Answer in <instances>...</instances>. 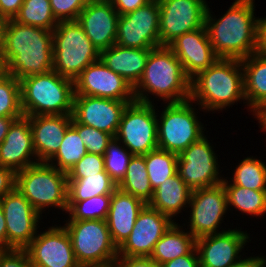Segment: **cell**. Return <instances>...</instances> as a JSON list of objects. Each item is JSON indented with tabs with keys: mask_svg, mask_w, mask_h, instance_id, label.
<instances>
[{
	"mask_svg": "<svg viewBox=\"0 0 266 267\" xmlns=\"http://www.w3.org/2000/svg\"><path fill=\"white\" fill-rule=\"evenodd\" d=\"M0 61L3 71L18 80L53 70V32L4 20Z\"/></svg>",
	"mask_w": 266,
	"mask_h": 267,
	"instance_id": "cell-1",
	"label": "cell"
},
{
	"mask_svg": "<svg viewBox=\"0 0 266 267\" xmlns=\"http://www.w3.org/2000/svg\"><path fill=\"white\" fill-rule=\"evenodd\" d=\"M231 4L219 17L208 4L205 27L218 58L243 60L257 52L260 16L256 17L255 0H234Z\"/></svg>",
	"mask_w": 266,
	"mask_h": 267,
	"instance_id": "cell-2",
	"label": "cell"
},
{
	"mask_svg": "<svg viewBox=\"0 0 266 267\" xmlns=\"http://www.w3.org/2000/svg\"><path fill=\"white\" fill-rule=\"evenodd\" d=\"M190 99L199 105L206 114L223 112L234 104L243 102L244 108L257 116L247 107L244 94V72L241 60L218 58L208 69L199 72L191 79Z\"/></svg>",
	"mask_w": 266,
	"mask_h": 267,
	"instance_id": "cell-3",
	"label": "cell"
},
{
	"mask_svg": "<svg viewBox=\"0 0 266 267\" xmlns=\"http://www.w3.org/2000/svg\"><path fill=\"white\" fill-rule=\"evenodd\" d=\"M133 93L135 101L142 103L154 104L156 100L179 103L190 99L191 79L173 51L168 46H159L151 49Z\"/></svg>",
	"mask_w": 266,
	"mask_h": 267,
	"instance_id": "cell-4",
	"label": "cell"
},
{
	"mask_svg": "<svg viewBox=\"0 0 266 267\" xmlns=\"http://www.w3.org/2000/svg\"><path fill=\"white\" fill-rule=\"evenodd\" d=\"M19 81L24 116L72 115L75 95L72 79L51 70Z\"/></svg>",
	"mask_w": 266,
	"mask_h": 267,
	"instance_id": "cell-5",
	"label": "cell"
},
{
	"mask_svg": "<svg viewBox=\"0 0 266 267\" xmlns=\"http://www.w3.org/2000/svg\"><path fill=\"white\" fill-rule=\"evenodd\" d=\"M15 187L41 216L45 217L42 214L47 210L50 212L53 208L59 211L58 214L62 211L61 214L66 215L68 209L66 172L47 162H39L16 172Z\"/></svg>",
	"mask_w": 266,
	"mask_h": 267,
	"instance_id": "cell-6",
	"label": "cell"
},
{
	"mask_svg": "<svg viewBox=\"0 0 266 267\" xmlns=\"http://www.w3.org/2000/svg\"><path fill=\"white\" fill-rule=\"evenodd\" d=\"M161 105H164L162 111L156 104L159 149L180 155L207 133V124L199 116L204 110L191 99Z\"/></svg>",
	"mask_w": 266,
	"mask_h": 267,
	"instance_id": "cell-7",
	"label": "cell"
},
{
	"mask_svg": "<svg viewBox=\"0 0 266 267\" xmlns=\"http://www.w3.org/2000/svg\"><path fill=\"white\" fill-rule=\"evenodd\" d=\"M53 70L60 76L75 79L100 52L77 21H59L53 29Z\"/></svg>",
	"mask_w": 266,
	"mask_h": 267,
	"instance_id": "cell-8",
	"label": "cell"
},
{
	"mask_svg": "<svg viewBox=\"0 0 266 267\" xmlns=\"http://www.w3.org/2000/svg\"><path fill=\"white\" fill-rule=\"evenodd\" d=\"M63 223L81 267H114L118 248L112 241L106 220L64 219Z\"/></svg>",
	"mask_w": 266,
	"mask_h": 267,
	"instance_id": "cell-9",
	"label": "cell"
},
{
	"mask_svg": "<svg viewBox=\"0 0 266 267\" xmlns=\"http://www.w3.org/2000/svg\"><path fill=\"white\" fill-rule=\"evenodd\" d=\"M190 208V209H189ZM188 218L180 224L195 238L229 230L222 223L228 212L227 195L224 185L196 189L191 192ZM190 216V217H189ZM225 217V218H224ZM188 220V222H187ZM187 227V228H186Z\"/></svg>",
	"mask_w": 266,
	"mask_h": 267,
	"instance_id": "cell-10",
	"label": "cell"
},
{
	"mask_svg": "<svg viewBox=\"0 0 266 267\" xmlns=\"http://www.w3.org/2000/svg\"><path fill=\"white\" fill-rule=\"evenodd\" d=\"M208 132L178 155L177 173L192 191L219 185L225 177Z\"/></svg>",
	"mask_w": 266,
	"mask_h": 267,
	"instance_id": "cell-11",
	"label": "cell"
},
{
	"mask_svg": "<svg viewBox=\"0 0 266 267\" xmlns=\"http://www.w3.org/2000/svg\"><path fill=\"white\" fill-rule=\"evenodd\" d=\"M115 138L133 155L158 148L156 103L134 101L125 108Z\"/></svg>",
	"mask_w": 266,
	"mask_h": 267,
	"instance_id": "cell-12",
	"label": "cell"
},
{
	"mask_svg": "<svg viewBox=\"0 0 266 267\" xmlns=\"http://www.w3.org/2000/svg\"><path fill=\"white\" fill-rule=\"evenodd\" d=\"M0 206L6 221L7 250L25 249L45 223L41 221L44 218L16 187L0 199Z\"/></svg>",
	"mask_w": 266,
	"mask_h": 267,
	"instance_id": "cell-13",
	"label": "cell"
},
{
	"mask_svg": "<svg viewBox=\"0 0 266 267\" xmlns=\"http://www.w3.org/2000/svg\"><path fill=\"white\" fill-rule=\"evenodd\" d=\"M160 46H168L184 33L205 25L207 0H158Z\"/></svg>",
	"mask_w": 266,
	"mask_h": 267,
	"instance_id": "cell-14",
	"label": "cell"
},
{
	"mask_svg": "<svg viewBox=\"0 0 266 267\" xmlns=\"http://www.w3.org/2000/svg\"><path fill=\"white\" fill-rule=\"evenodd\" d=\"M43 228L25 248L32 267H81L65 227L52 223Z\"/></svg>",
	"mask_w": 266,
	"mask_h": 267,
	"instance_id": "cell-15",
	"label": "cell"
},
{
	"mask_svg": "<svg viewBox=\"0 0 266 267\" xmlns=\"http://www.w3.org/2000/svg\"><path fill=\"white\" fill-rule=\"evenodd\" d=\"M159 21L158 0H151L135 11L119 16L115 44L138 49L159 47Z\"/></svg>",
	"mask_w": 266,
	"mask_h": 267,
	"instance_id": "cell-16",
	"label": "cell"
},
{
	"mask_svg": "<svg viewBox=\"0 0 266 267\" xmlns=\"http://www.w3.org/2000/svg\"><path fill=\"white\" fill-rule=\"evenodd\" d=\"M250 233L242 227L221 233L202 236L196 239L200 267H229L239 261L245 253V247L251 243ZM244 251V252H243ZM243 252V253H241ZM245 253V254H244Z\"/></svg>",
	"mask_w": 266,
	"mask_h": 267,
	"instance_id": "cell-17",
	"label": "cell"
},
{
	"mask_svg": "<svg viewBox=\"0 0 266 267\" xmlns=\"http://www.w3.org/2000/svg\"><path fill=\"white\" fill-rule=\"evenodd\" d=\"M75 95L134 102L133 87L100 59L88 65L74 81Z\"/></svg>",
	"mask_w": 266,
	"mask_h": 267,
	"instance_id": "cell-18",
	"label": "cell"
},
{
	"mask_svg": "<svg viewBox=\"0 0 266 267\" xmlns=\"http://www.w3.org/2000/svg\"><path fill=\"white\" fill-rule=\"evenodd\" d=\"M174 222L146 204L139 212L129 237L118 248V256L150 257L155 244Z\"/></svg>",
	"mask_w": 266,
	"mask_h": 267,
	"instance_id": "cell-19",
	"label": "cell"
},
{
	"mask_svg": "<svg viewBox=\"0 0 266 267\" xmlns=\"http://www.w3.org/2000/svg\"><path fill=\"white\" fill-rule=\"evenodd\" d=\"M129 103L132 102L74 95L72 118L80 124L106 132L114 138L122 114Z\"/></svg>",
	"mask_w": 266,
	"mask_h": 267,
	"instance_id": "cell-20",
	"label": "cell"
},
{
	"mask_svg": "<svg viewBox=\"0 0 266 267\" xmlns=\"http://www.w3.org/2000/svg\"><path fill=\"white\" fill-rule=\"evenodd\" d=\"M168 47L182 63L184 72L190 79L208 69L218 59L205 25L177 37Z\"/></svg>",
	"mask_w": 266,
	"mask_h": 267,
	"instance_id": "cell-21",
	"label": "cell"
},
{
	"mask_svg": "<svg viewBox=\"0 0 266 267\" xmlns=\"http://www.w3.org/2000/svg\"><path fill=\"white\" fill-rule=\"evenodd\" d=\"M37 163L30 121L23 116L12 123L5 139L0 143V166L16 173Z\"/></svg>",
	"mask_w": 266,
	"mask_h": 267,
	"instance_id": "cell-22",
	"label": "cell"
},
{
	"mask_svg": "<svg viewBox=\"0 0 266 267\" xmlns=\"http://www.w3.org/2000/svg\"><path fill=\"white\" fill-rule=\"evenodd\" d=\"M118 12L112 3L89 2L77 22L99 52L116 43Z\"/></svg>",
	"mask_w": 266,
	"mask_h": 267,
	"instance_id": "cell-23",
	"label": "cell"
},
{
	"mask_svg": "<svg viewBox=\"0 0 266 267\" xmlns=\"http://www.w3.org/2000/svg\"><path fill=\"white\" fill-rule=\"evenodd\" d=\"M30 121L38 162H48L59 150L72 115L26 116Z\"/></svg>",
	"mask_w": 266,
	"mask_h": 267,
	"instance_id": "cell-24",
	"label": "cell"
},
{
	"mask_svg": "<svg viewBox=\"0 0 266 267\" xmlns=\"http://www.w3.org/2000/svg\"><path fill=\"white\" fill-rule=\"evenodd\" d=\"M146 204L117 188L111 196L106 219L113 243L119 248L129 237L139 212Z\"/></svg>",
	"mask_w": 266,
	"mask_h": 267,
	"instance_id": "cell-25",
	"label": "cell"
},
{
	"mask_svg": "<svg viewBox=\"0 0 266 267\" xmlns=\"http://www.w3.org/2000/svg\"><path fill=\"white\" fill-rule=\"evenodd\" d=\"M150 51L114 44L100 52V60L134 87L143 75Z\"/></svg>",
	"mask_w": 266,
	"mask_h": 267,
	"instance_id": "cell-26",
	"label": "cell"
},
{
	"mask_svg": "<svg viewBox=\"0 0 266 267\" xmlns=\"http://www.w3.org/2000/svg\"><path fill=\"white\" fill-rule=\"evenodd\" d=\"M191 192L192 190L176 173L154 190L153 197L148 205L168 216L173 222L180 221L177 218L181 215V218H184L182 211L187 213Z\"/></svg>",
	"mask_w": 266,
	"mask_h": 267,
	"instance_id": "cell-27",
	"label": "cell"
},
{
	"mask_svg": "<svg viewBox=\"0 0 266 267\" xmlns=\"http://www.w3.org/2000/svg\"><path fill=\"white\" fill-rule=\"evenodd\" d=\"M247 107L259 116L266 109V56L257 52L241 60Z\"/></svg>",
	"mask_w": 266,
	"mask_h": 267,
	"instance_id": "cell-28",
	"label": "cell"
},
{
	"mask_svg": "<svg viewBox=\"0 0 266 267\" xmlns=\"http://www.w3.org/2000/svg\"><path fill=\"white\" fill-rule=\"evenodd\" d=\"M196 247V239L181 224L174 222L155 244L150 258L159 264L189 254Z\"/></svg>",
	"mask_w": 266,
	"mask_h": 267,
	"instance_id": "cell-29",
	"label": "cell"
},
{
	"mask_svg": "<svg viewBox=\"0 0 266 267\" xmlns=\"http://www.w3.org/2000/svg\"><path fill=\"white\" fill-rule=\"evenodd\" d=\"M222 184L226 190L229 213L234 215L232 212L234 208L235 212H239V216L242 213L241 215L246 214L247 217L249 215L260 219L266 215V191H256L234 185L227 177H224Z\"/></svg>",
	"mask_w": 266,
	"mask_h": 267,
	"instance_id": "cell-30",
	"label": "cell"
},
{
	"mask_svg": "<svg viewBox=\"0 0 266 267\" xmlns=\"http://www.w3.org/2000/svg\"><path fill=\"white\" fill-rule=\"evenodd\" d=\"M117 188L139 198L145 204L151 201L154 191L150 185L144 156H132L126 174Z\"/></svg>",
	"mask_w": 266,
	"mask_h": 267,
	"instance_id": "cell-31",
	"label": "cell"
},
{
	"mask_svg": "<svg viewBox=\"0 0 266 267\" xmlns=\"http://www.w3.org/2000/svg\"><path fill=\"white\" fill-rule=\"evenodd\" d=\"M117 184L107 172H100L83 179H68V201H83L103 194H112Z\"/></svg>",
	"mask_w": 266,
	"mask_h": 267,
	"instance_id": "cell-32",
	"label": "cell"
},
{
	"mask_svg": "<svg viewBox=\"0 0 266 267\" xmlns=\"http://www.w3.org/2000/svg\"><path fill=\"white\" fill-rule=\"evenodd\" d=\"M256 156H247L238 161L227 178L234 184L256 191H266V163ZM233 176V177H232ZM232 177V178H231Z\"/></svg>",
	"mask_w": 266,
	"mask_h": 267,
	"instance_id": "cell-33",
	"label": "cell"
},
{
	"mask_svg": "<svg viewBox=\"0 0 266 267\" xmlns=\"http://www.w3.org/2000/svg\"><path fill=\"white\" fill-rule=\"evenodd\" d=\"M86 154L87 149L78 131L70 125L59 150L47 163L67 173Z\"/></svg>",
	"mask_w": 266,
	"mask_h": 267,
	"instance_id": "cell-34",
	"label": "cell"
},
{
	"mask_svg": "<svg viewBox=\"0 0 266 267\" xmlns=\"http://www.w3.org/2000/svg\"><path fill=\"white\" fill-rule=\"evenodd\" d=\"M143 156L153 191L177 173V154L157 148Z\"/></svg>",
	"mask_w": 266,
	"mask_h": 267,
	"instance_id": "cell-35",
	"label": "cell"
},
{
	"mask_svg": "<svg viewBox=\"0 0 266 267\" xmlns=\"http://www.w3.org/2000/svg\"><path fill=\"white\" fill-rule=\"evenodd\" d=\"M14 20L24 25L41 27L49 31H53L58 25L50 0H24Z\"/></svg>",
	"mask_w": 266,
	"mask_h": 267,
	"instance_id": "cell-36",
	"label": "cell"
},
{
	"mask_svg": "<svg viewBox=\"0 0 266 267\" xmlns=\"http://www.w3.org/2000/svg\"><path fill=\"white\" fill-rule=\"evenodd\" d=\"M112 194H103L83 201H68L66 220H106Z\"/></svg>",
	"mask_w": 266,
	"mask_h": 267,
	"instance_id": "cell-37",
	"label": "cell"
},
{
	"mask_svg": "<svg viewBox=\"0 0 266 267\" xmlns=\"http://www.w3.org/2000/svg\"><path fill=\"white\" fill-rule=\"evenodd\" d=\"M20 81L4 71L0 73V117H23Z\"/></svg>",
	"mask_w": 266,
	"mask_h": 267,
	"instance_id": "cell-38",
	"label": "cell"
},
{
	"mask_svg": "<svg viewBox=\"0 0 266 267\" xmlns=\"http://www.w3.org/2000/svg\"><path fill=\"white\" fill-rule=\"evenodd\" d=\"M105 171L118 185L126 174V170L133 154L115 137L108 143L104 153Z\"/></svg>",
	"mask_w": 266,
	"mask_h": 267,
	"instance_id": "cell-39",
	"label": "cell"
},
{
	"mask_svg": "<svg viewBox=\"0 0 266 267\" xmlns=\"http://www.w3.org/2000/svg\"><path fill=\"white\" fill-rule=\"evenodd\" d=\"M71 125L78 131L79 136L85 144L87 153L103 156L112 136L106 132L95 129L91 126L80 124L72 118Z\"/></svg>",
	"mask_w": 266,
	"mask_h": 267,
	"instance_id": "cell-40",
	"label": "cell"
},
{
	"mask_svg": "<svg viewBox=\"0 0 266 267\" xmlns=\"http://www.w3.org/2000/svg\"><path fill=\"white\" fill-rule=\"evenodd\" d=\"M100 172H106L104 156L87 153L67 172V178L83 179Z\"/></svg>",
	"mask_w": 266,
	"mask_h": 267,
	"instance_id": "cell-41",
	"label": "cell"
},
{
	"mask_svg": "<svg viewBox=\"0 0 266 267\" xmlns=\"http://www.w3.org/2000/svg\"><path fill=\"white\" fill-rule=\"evenodd\" d=\"M89 0H50L53 15L59 21H77Z\"/></svg>",
	"mask_w": 266,
	"mask_h": 267,
	"instance_id": "cell-42",
	"label": "cell"
},
{
	"mask_svg": "<svg viewBox=\"0 0 266 267\" xmlns=\"http://www.w3.org/2000/svg\"><path fill=\"white\" fill-rule=\"evenodd\" d=\"M0 267H32L25 249L0 250Z\"/></svg>",
	"mask_w": 266,
	"mask_h": 267,
	"instance_id": "cell-43",
	"label": "cell"
},
{
	"mask_svg": "<svg viewBox=\"0 0 266 267\" xmlns=\"http://www.w3.org/2000/svg\"><path fill=\"white\" fill-rule=\"evenodd\" d=\"M114 267H163L155 263L150 257H124L118 256Z\"/></svg>",
	"mask_w": 266,
	"mask_h": 267,
	"instance_id": "cell-44",
	"label": "cell"
},
{
	"mask_svg": "<svg viewBox=\"0 0 266 267\" xmlns=\"http://www.w3.org/2000/svg\"><path fill=\"white\" fill-rule=\"evenodd\" d=\"M163 267H200L196 247L187 255L179 256L162 264Z\"/></svg>",
	"mask_w": 266,
	"mask_h": 267,
	"instance_id": "cell-45",
	"label": "cell"
},
{
	"mask_svg": "<svg viewBox=\"0 0 266 267\" xmlns=\"http://www.w3.org/2000/svg\"><path fill=\"white\" fill-rule=\"evenodd\" d=\"M16 184V173L7 167L0 166V199L10 193Z\"/></svg>",
	"mask_w": 266,
	"mask_h": 267,
	"instance_id": "cell-46",
	"label": "cell"
},
{
	"mask_svg": "<svg viewBox=\"0 0 266 267\" xmlns=\"http://www.w3.org/2000/svg\"><path fill=\"white\" fill-rule=\"evenodd\" d=\"M150 1L151 0H114L112 4L118 14L122 16L145 6Z\"/></svg>",
	"mask_w": 266,
	"mask_h": 267,
	"instance_id": "cell-47",
	"label": "cell"
},
{
	"mask_svg": "<svg viewBox=\"0 0 266 267\" xmlns=\"http://www.w3.org/2000/svg\"><path fill=\"white\" fill-rule=\"evenodd\" d=\"M24 0H0V17L3 20L14 19Z\"/></svg>",
	"mask_w": 266,
	"mask_h": 267,
	"instance_id": "cell-48",
	"label": "cell"
},
{
	"mask_svg": "<svg viewBox=\"0 0 266 267\" xmlns=\"http://www.w3.org/2000/svg\"><path fill=\"white\" fill-rule=\"evenodd\" d=\"M262 253L259 256L251 254V256H244L236 263L232 264L229 267H266V256Z\"/></svg>",
	"mask_w": 266,
	"mask_h": 267,
	"instance_id": "cell-49",
	"label": "cell"
},
{
	"mask_svg": "<svg viewBox=\"0 0 266 267\" xmlns=\"http://www.w3.org/2000/svg\"><path fill=\"white\" fill-rule=\"evenodd\" d=\"M257 53L266 56V16L260 17L258 22Z\"/></svg>",
	"mask_w": 266,
	"mask_h": 267,
	"instance_id": "cell-50",
	"label": "cell"
},
{
	"mask_svg": "<svg viewBox=\"0 0 266 267\" xmlns=\"http://www.w3.org/2000/svg\"><path fill=\"white\" fill-rule=\"evenodd\" d=\"M0 250H7L6 221L1 206H0Z\"/></svg>",
	"mask_w": 266,
	"mask_h": 267,
	"instance_id": "cell-51",
	"label": "cell"
},
{
	"mask_svg": "<svg viewBox=\"0 0 266 267\" xmlns=\"http://www.w3.org/2000/svg\"><path fill=\"white\" fill-rule=\"evenodd\" d=\"M21 117H0V143L3 142L12 123Z\"/></svg>",
	"mask_w": 266,
	"mask_h": 267,
	"instance_id": "cell-52",
	"label": "cell"
},
{
	"mask_svg": "<svg viewBox=\"0 0 266 267\" xmlns=\"http://www.w3.org/2000/svg\"><path fill=\"white\" fill-rule=\"evenodd\" d=\"M257 124L259 125L260 131L263 133L266 132V109L259 115L257 116L256 119Z\"/></svg>",
	"mask_w": 266,
	"mask_h": 267,
	"instance_id": "cell-53",
	"label": "cell"
},
{
	"mask_svg": "<svg viewBox=\"0 0 266 267\" xmlns=\"http://www.w3.org/2000/svg\"><path fill=\"white\" fill-rule=\"evenodd\" d=\"M114 0H89V2H104V3H112Z\"/></svg>",
	"mask_w": 266,
	"mask_h": 267,
	"instance_id": "cell-54",
	"label": "cell"
},
{
	"mask_svg": "<svg viewBox=\"0 0 266 267\" xmlns=\"http://www.w3.org/2000/svg\"><path fill=\"white\" fill-rule=\"evenodd\" d=\"M4 20L0 17V46H1V36H2V25Z\"/></svg>",
	"mask_w": 266,
	"mask_h": 267,
	"instance_id": "cell-55",
	"label": "cell"
},
{
	"mask_svg": "<svg viewBox=\"0 0 266 267\" xmlns=\"http://www.w3.org/2000/svg\"><path fill=\"white\" fill-rule=\"evenodd\" d=\"M3 71V67L1 65V61H0V73Z\"/></svg>",
	"mask_w": 266,
	"mask_h": 267,
	"instance_id": "cell-56",
	"label": "cell"
}]
</instances>
